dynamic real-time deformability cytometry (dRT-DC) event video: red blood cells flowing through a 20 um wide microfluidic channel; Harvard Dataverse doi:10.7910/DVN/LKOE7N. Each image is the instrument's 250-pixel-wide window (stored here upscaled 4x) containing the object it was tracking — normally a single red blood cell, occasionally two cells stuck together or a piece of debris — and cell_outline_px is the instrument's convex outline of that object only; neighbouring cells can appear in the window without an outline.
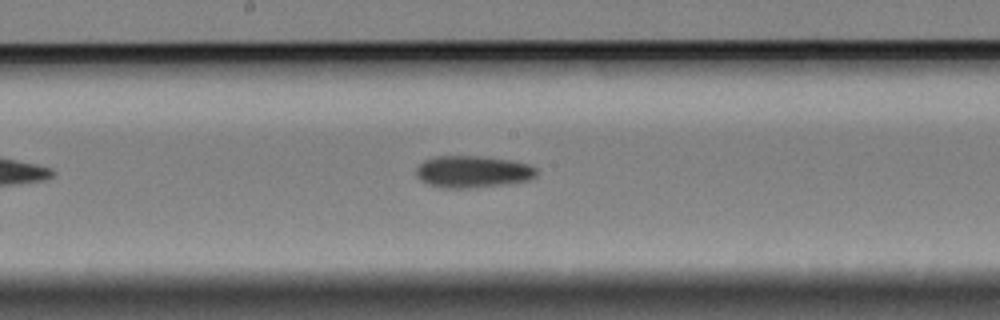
{"species": "Egyptian fruit bat (a non-hibernating species)", "species_latin": "Rousettus aegyptiacus", "temperature_condition": "cold", "stored_images_in_passage": 6, "camera_frame_rate_fps": 3000, "um_per_image_px": 0.085, "animal": {"sex": "female"}, "frame": {"image": 1, "passage_image": 6, "time_ms": 1.667, "image_size_px": [1000, 320], "cell_outline_px": [[536, 176], [528, 180], [504, 184], [472, 188], [440, 188], [428, 184], [420, 180], [416, 176], [416, 168], [424, 160], [436, 156], [480, 156], [508, 160], [528, 164], [536, 168]], "centroid_in_image_um": [40.14, 14.6], "position_along_channel_um": 208.1, "area_um2": 22.37}}